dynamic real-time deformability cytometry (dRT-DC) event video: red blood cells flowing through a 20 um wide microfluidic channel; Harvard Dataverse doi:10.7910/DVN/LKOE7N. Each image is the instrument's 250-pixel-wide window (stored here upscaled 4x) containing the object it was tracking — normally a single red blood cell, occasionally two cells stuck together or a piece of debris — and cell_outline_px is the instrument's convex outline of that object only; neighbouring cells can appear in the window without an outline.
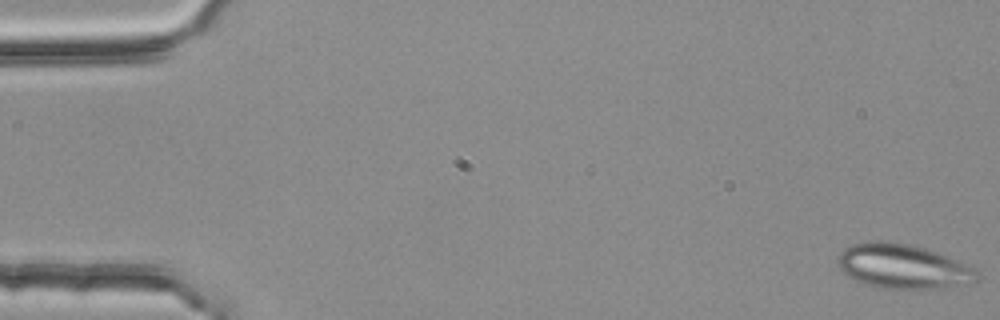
{"species": "common noctule bat (a hibernating species)", "species_latin": "Nyctalus noctula", "temperature_condition": "room temperature", "stored_images_in_passage": 5, "segment_of_instrument_passage": [2, 2], "camera_frame_rate_fps": 3000, "um_per_image_px": 0.085, "animal": {"sex": "female", "body_mass_g": 25.1}, "frame": {"image": 1, "passage_image": 5, "time_ms": 1.333, "image_size_px": [1000, 320], "cell_outline_px": [[980, 276], [948, 288], [884, 288], [864, 284], [848, 276], [840, 268], [836, 260], [836, 256], [844, 248], [852, 244], [872, 240], [880, 240], [908, 244], [924, 248], [936, 252], [968, 264], [976, 268], [980, 272]], "centroid_in_image_um": [76.7, 22.62], "position_along_channel_um": 8.3, "area_um2": 35.89}}